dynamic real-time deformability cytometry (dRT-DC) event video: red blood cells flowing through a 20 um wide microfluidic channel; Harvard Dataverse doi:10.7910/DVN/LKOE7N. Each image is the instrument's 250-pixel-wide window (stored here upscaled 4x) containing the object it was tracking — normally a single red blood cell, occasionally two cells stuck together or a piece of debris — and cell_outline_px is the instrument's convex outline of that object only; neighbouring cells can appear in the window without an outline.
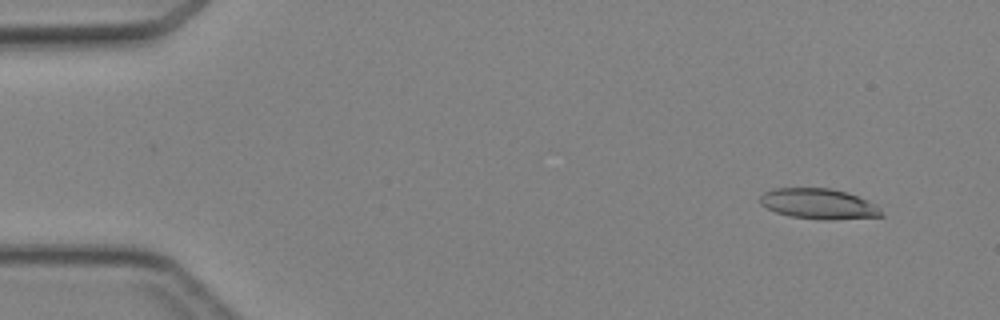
{"species": "Egyptian fruit bat (a non-hibernating species)", "species_latin": "Rousettus aegyptiacus", "temperature_condition": "cold", "stored_images_in_passage": 46, "camera_frame_rate_fps": 3000, "um_per_image_px": 0.085, "animal": {"sex": "female"}, "frame": {"image": 1, "passage_image": 4, "time_ms": 1.0, "image_size_px": [1000, 320], "cell_outline_px": [[884, 216], [836, 220], [824, 220], [792, 216], [776, 212], [760, 204], [760, 196], [764, 192], [772, 188], [832, 188], [868, 200], [876, 204], [880, 208]], "centroid_in_image_um": [69.6, 17.33], "position_along_channel_um": 15.4, "area_um2": 21.56}}
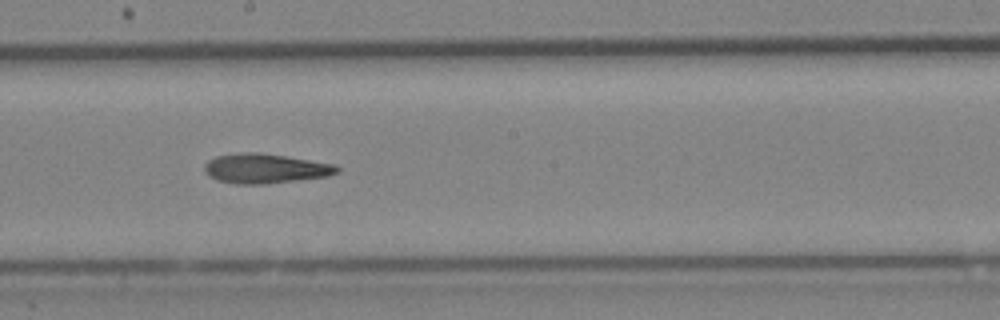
{"frame": {"image": 2, "passage_image": 26, "time_ms": 8.333, "image_size_px": [1000, 320], "cell_outline_px": [[340, 172], [328, 176], [268, 184], [236, 184], [216, 180], [208, 176], [204, 172], [204, 164], [208, 160], [216, 156], [244, 152], [260, 152], [336, 164], [340, 168]], "centroid_in_image_um": [22.54, 14.32], "position_along_channel_um": 225.7, "area_um2": 23.18}}
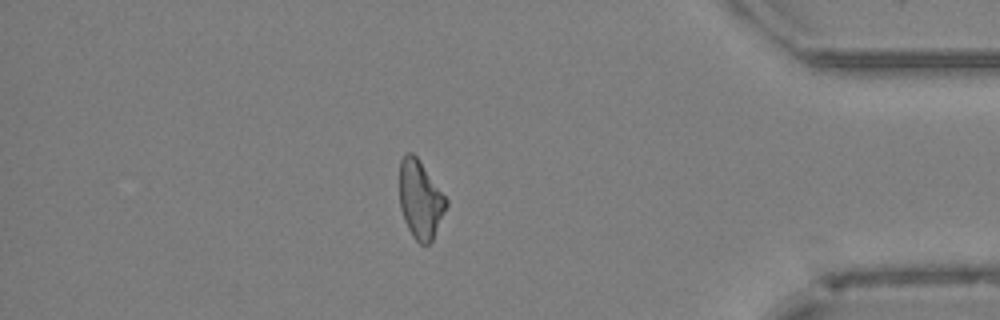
{"frame": {"image": 3, "passage_image": 40, "time_ms": 13.0, "image_size_px": [1000, 320], "cell_outline_px": [[448, 204], [432, 240], [428, 244], [420, 244], [412, 236], [404, 220], [400, 208], [400, 160], [408, 152], [412, 152], [416, 156], [448, 200]], "centroid_in_image_um": [35.72, 16.97], "position_along_channel_um": 399.5, "area_um2": 20.98}}